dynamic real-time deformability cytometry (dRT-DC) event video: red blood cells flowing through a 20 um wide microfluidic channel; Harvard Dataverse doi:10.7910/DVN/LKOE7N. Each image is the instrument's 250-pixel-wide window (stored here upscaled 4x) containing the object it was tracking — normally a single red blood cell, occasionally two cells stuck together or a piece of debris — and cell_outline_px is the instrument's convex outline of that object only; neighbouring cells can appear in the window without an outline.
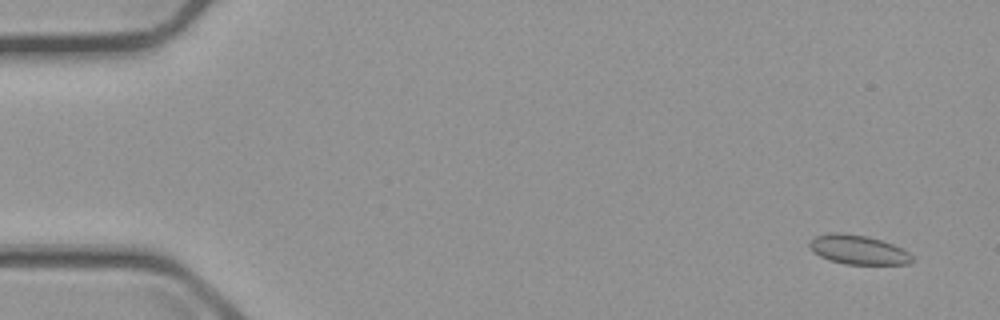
{"species": "common noctule bat (a hibernating species)", "species_latin": "Nyctalus noctula", "temperature_condition": "cold", "stored_images_in_passage": 7, "camera_frame_rate_fps": 3000, "um_per_image_px": 0.085, "animal": {"sex": "male", "body_mass_g": 23.1, "forearm_length_mm": 52.7}, "frame": {"image": 1, "passage_image": 2, "time_ms": 1.0, "image_size_px": [1000, 320], "cell_outline_px": [[916, 260], [908, 264], [844, 264], [828, 260], [820, 256], [808, 244], [816, 236], [832, 232], [844, 232], [868, 236], [892, 244], [908, 252]], "centroid_in_image_um": [72.97, 21.23], "position_along_channel_um": 12.0, "area_um2": 17.4}}
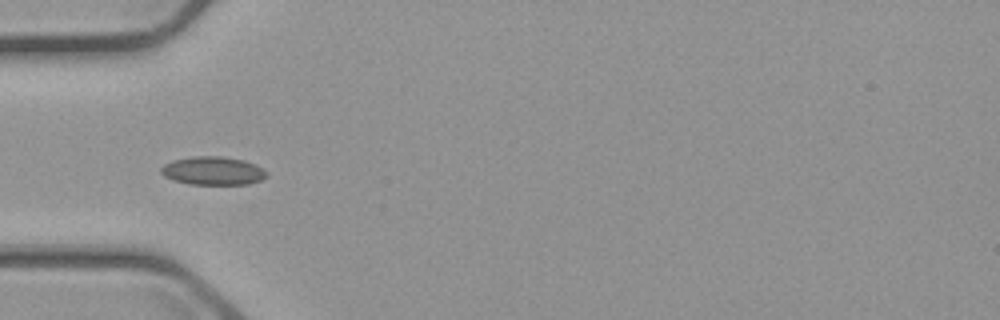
{"frame": {"image": 2, "passage_image": 6, "time_ms": 6.0, "image_size_px": [1000, 320], "cell_outline_px": [[268, 176], [260, 180], [248, 184], [188, 184], [172, 180], [164, 176], [160, 172], [160, 168], [164, 164], [172, 160], [192, 156], [220, 156], [244, 160], [268, 172]], "centroid_in_image_um": [18.05, 14.52], "position_along_channel_um": 66.9, "area_um2": 17.46}}
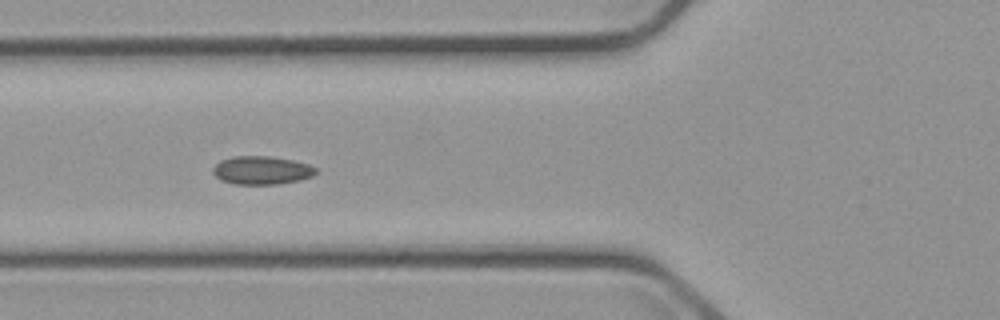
{"frame": {"image": 3, "passage_image": 7, "time_ms": 7.0, "image_size_px": [1000, 320], "cell_outline_px": [[320, 172], [312, 176], [300, 180], [276, 184], [232, 184], [220, 180], [212, 172], [212, 168], [220, 160], [236, 156], [268, 156], [292, 160], [308, 164], [316, 168]], "centroid_in_image_um": [22.24, 14.48], "position_along_channel_um": 103.6, "area_um2": 17.05}}